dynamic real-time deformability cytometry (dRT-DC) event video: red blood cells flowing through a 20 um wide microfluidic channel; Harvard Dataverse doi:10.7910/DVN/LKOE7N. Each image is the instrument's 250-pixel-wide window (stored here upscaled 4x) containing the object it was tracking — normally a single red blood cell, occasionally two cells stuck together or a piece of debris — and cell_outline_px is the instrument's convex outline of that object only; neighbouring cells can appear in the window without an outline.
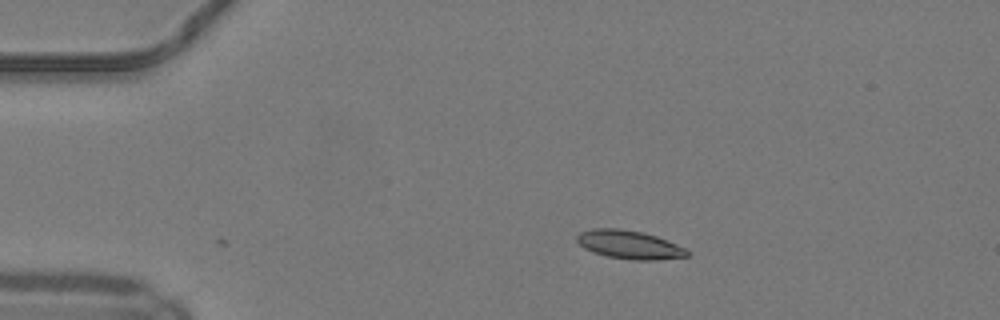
{"species": "common noctule bat (a hibernating species)", "species_latin": "Nyctalus noctula", "temperature_condition": "warm", "stored_images_in_passage": 30, "camera_frame_rate_fps": 3000, "um_per_image_px": 0.085, "animal": {"sex": "male", "body_mass_g": 19.2, "forearm_length_mm": 51.8}, "frame": {"image": 1, "passage_image": 1, "time_ms": 0.0, "image_size_px": [1000, 320], "cell_outline_px": [[688, 256], [652, 260], [632, 260], [608, 256], [592, 252], [584, 248], [576, 240], [576, 236], [580, 232], [592, 228], [620, 228], [644, 232], [656, 236], [676, 244], [684, 248], [688, 252]], "centroid_in_image_um": [53.44, 20.78], "position_along_channel_um": 31.6, "area_um2": 18.21}}
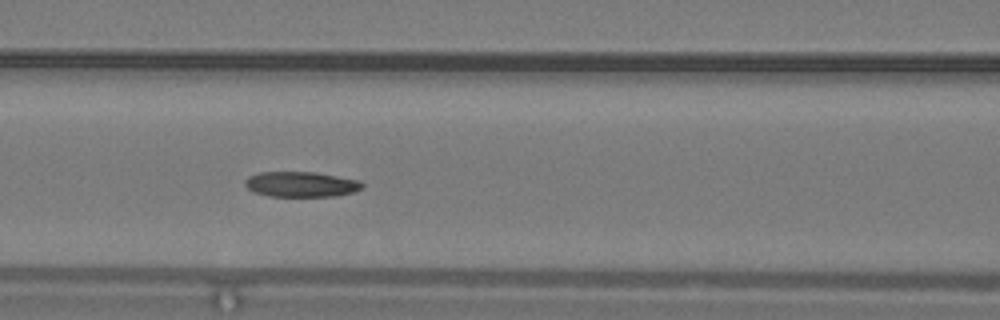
{"frame": {"image": 2, "passage_image": 13, "time_ms": 4.0, "image_size_px": [1000, 320], "cell_outline_px": [[364, 188], [352, 192], [336, 196], [272, 196], [256, 192], [248, 188], [244, 184], [244, 180], [248, 176], [260, 172], [316, 172], [360, 180], [364, 184]], "centroid_in_image_um": [25.63, 15.65], "position_along_channel_um": 141.0, "area_um2": 17.28}}
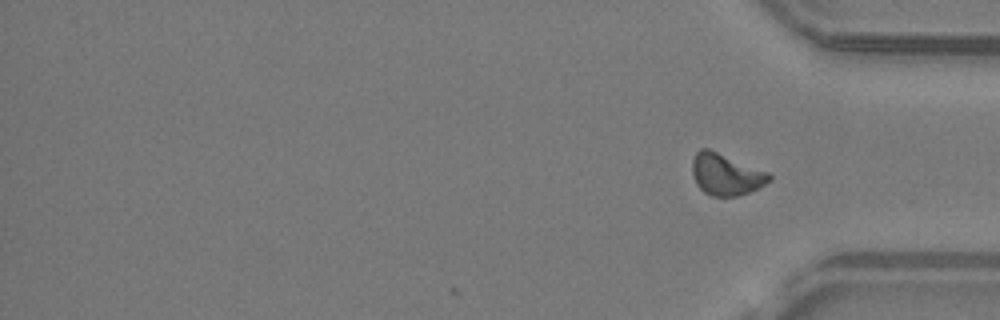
{"frame": {"image": 3, "passage_image": 30, "time_ms": 9.667, "image_size_px": [1000, 320], "cell_outline_px": [[772, 180], [748, 192], [736, 196], [712, 196], [704, 192], [696, 184], [692, 172], [692, 160], [696, 152], [700, 148], [708, 148], [768, 172], [772, 176]], "centroid_in_image_um": [61.68, 14.81], "position_along_channel_um": 373.5, "area_um2": 18.5}, "authors_computed_cell_mechanics": {"area_um2": 17.6868, "velocity_mm_per_s": 4.1465, "shape_relaxation_time_tau1_ms": 5.6298, "shape_relaxation_time_tau2_ms": 4.6453, "deformation_change_tau1": 0.1381, "deformation_change_tau2": 0.1062}}